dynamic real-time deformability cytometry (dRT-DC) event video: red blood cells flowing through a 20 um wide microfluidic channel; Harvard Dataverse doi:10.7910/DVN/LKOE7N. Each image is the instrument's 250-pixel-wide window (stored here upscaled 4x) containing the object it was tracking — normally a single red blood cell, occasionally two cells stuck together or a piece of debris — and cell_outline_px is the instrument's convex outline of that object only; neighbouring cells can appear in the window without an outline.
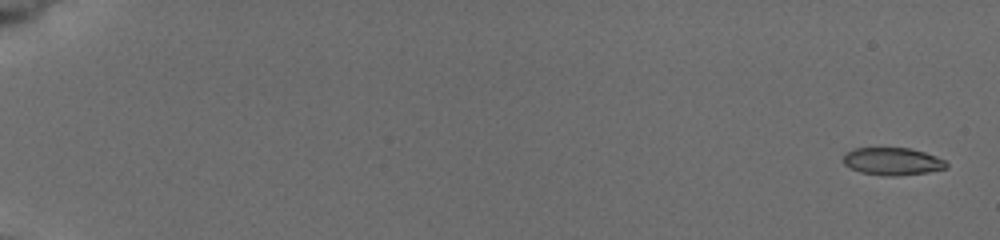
{"species": "common noctule bat (a hibernating species)", "species_latin": "Nyctalus noctula", "temperature_condition": "cold", "stored_images_in_passage": 8, "camera_frame_rate_fps": 3000, "um_per_image_px": 0.085, "animal": {"sex": "female", "body_mass_g": 19.5, "forearm_length_mm": 54.1}, "frame": {"image": 1, "passage_image": 1, "time_ms": 0.0, "image_size_px": [1000, 240], "cell_outline_px": [[948, 168], [928, 172], [896, 176], [884, 176], [860, 172], [844, 164], [844, 156], [848, 152], [856, 148], [908, 148], [924, 152], [936, 156], [944, 160], [948, 164]], "centroid_in_image_um": [75.9, 13.72], "position_along_channel_um": 9.1, "area_um2": 16.42}}